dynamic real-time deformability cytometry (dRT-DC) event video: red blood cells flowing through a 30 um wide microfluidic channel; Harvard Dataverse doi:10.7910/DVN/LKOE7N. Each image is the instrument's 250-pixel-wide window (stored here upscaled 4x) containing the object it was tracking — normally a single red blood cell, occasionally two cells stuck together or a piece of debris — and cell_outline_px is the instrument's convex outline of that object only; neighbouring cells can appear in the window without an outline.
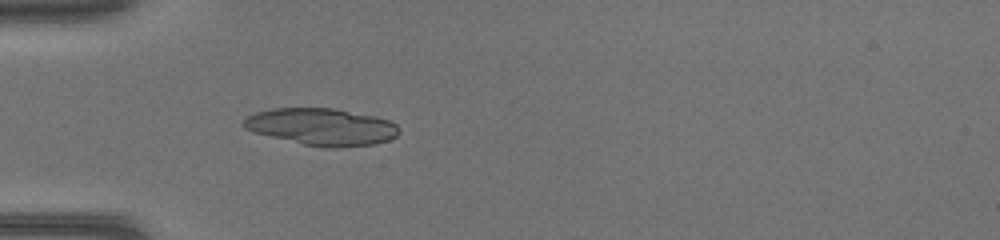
{"species": "common noctule bat (a hibernating species)", "species_latin": "Nyctalus noctula", "temperature_condition": "warm", "stored_images_in_passage": 32, "camera_frame_rate_fps": 3000, "um_per_image_px": 0.085, "animal": {"sex": "female", "body_mass_g": 17.0, "forearm_length_mm": 48.0}, "frame": {"image": 1, "passage_image": 1, "time_ms": 0.0, "image_size_px": [1000, 240], "cell_outline_px": [[400, 132], [396, 136], [388, 140], [376, 144], [340, 148], [324, 148], [304, 144], [252, 132], [244, 128], [240, 124], [248, 116], [256, 112], [272, 108], [332, 108], [376, 116], [388, 120], [396, 124], [400, 128]], "centroid_in_image_um": [27.35, 10.78], "position_along_channel_um": 57.6, "area_um2": 33.76}}
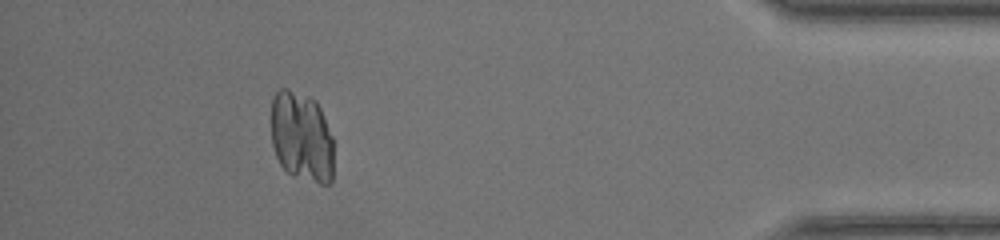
{"frame": {"image": 2, "passage_image": 28, "time_ms": 9.0, "image_size_px": [1000, 240], "cell_outline_px": [[332, 180], [328, 184], [320, 184], [292, 176], [280, 164], [276, 156], [272, 144], [272, 96], [280, 88], [288, 88], [308, 96], [316, 100], [320, 108], [332, 136]], "centroid_in_image_um": [25.63, 11.62], "position_along_channel_um": 409.6, "area_um2": 33.06}}